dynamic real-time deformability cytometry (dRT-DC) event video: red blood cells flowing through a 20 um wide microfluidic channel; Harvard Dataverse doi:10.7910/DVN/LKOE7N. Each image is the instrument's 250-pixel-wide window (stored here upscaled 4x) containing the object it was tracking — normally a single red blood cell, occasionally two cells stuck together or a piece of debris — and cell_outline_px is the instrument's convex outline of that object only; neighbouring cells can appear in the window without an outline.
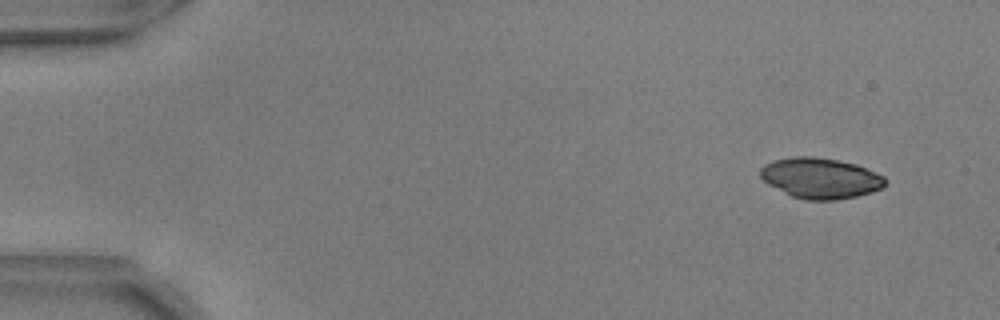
{"species": "common noctule bat (a hibernating species)", "species_latin": "Nyctalus noctula", "temperature_condition": "warm", "stored_images_in_passage": 51, "camera_frame_rate_fps": 3000, "um_per_image_px": 0.085, "animal": {"sex": "male", "body_mass_g": 17.9, "forearm_length_mm": 54.2}, "frame": {"image": 1, "passage_image": 1, "time_ms": 0.0, "image_size_px": [1000, 320], "cell_outline_px": [[888, 180], [880, 188], [872, 192], [856, 196], [836, 200], [804, 200], [792, 196], [768, 184], [760, 176], [760, 168], [764, 164], [772, 160], [792, 156], [812, 156], [840, 160], [856, 164], [884, 176]], "centroid_in_image_um": [69.72, 15.13], "position_along_channel_um": 15.3, "area_um2": 29.65}}
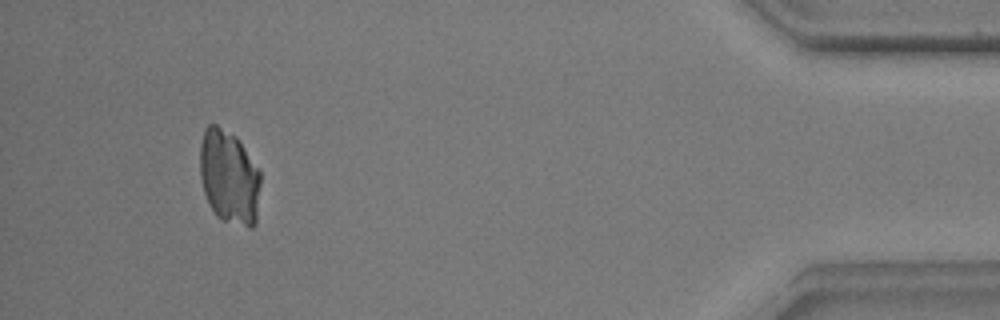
{"frame": {"image": 2, "passage_image": 48, "time_ms": 15.667, "image_size_px": [1000, 320], "cell_outline_px": [[260, 184], [256, 224], [252, 228], [248, 228], [220, 220], [216, 216], [204, 192], [200, 176], [200, 144], [204, 128], [208, 124], [216, 124], [236, 136], [240, 140], [260, 168]], "centroid_in_image_um": [19.49, 15.04], "position_along_channel_um": 415.7, "area_um2": 33.87}}